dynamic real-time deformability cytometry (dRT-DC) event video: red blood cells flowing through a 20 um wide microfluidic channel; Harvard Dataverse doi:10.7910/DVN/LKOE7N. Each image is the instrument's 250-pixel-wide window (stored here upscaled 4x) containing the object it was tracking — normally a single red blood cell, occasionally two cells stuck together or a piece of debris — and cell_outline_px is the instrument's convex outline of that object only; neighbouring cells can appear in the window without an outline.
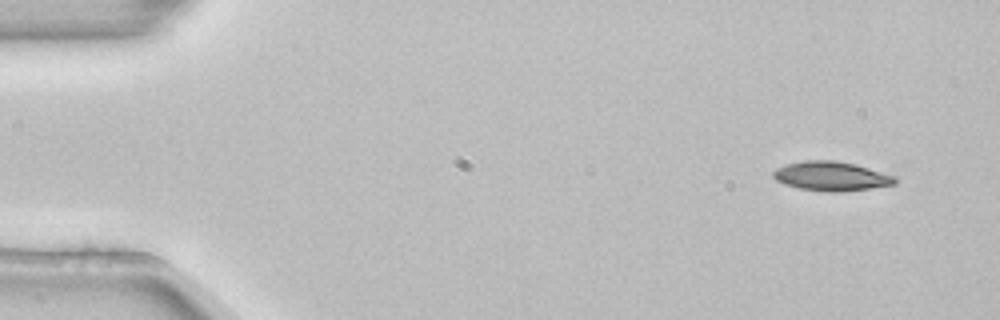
{"species": "common noctule bat (a hibernating species)", "species_latin": "Nyctalus noctula", "temperature_condition": "room temperature", "stored_images_in_passage": 4, "camera_frame_rate_fps": 3000, "um_per_image_px": 0.085, "animal": {"sex": "female", "body_mass_g": 22.7, "forearm_length_mm": 54.2}, "frame": {"image": 1, "passage_image": 1, "time_ms": 0.0, "image_size_px": [1000, 320], "cell_outline_px": [[896, 184], [872, 188], [840, 192], [828, 192], [800, 188], [784, 184], [776, 180], [772, 176], [772, 172], [776, 168], [788, 164], [804, 160], [836, 160], [856, 164], [896, 176]], "centroid_in_image_um": [70.67, 14.97], "position_along_channel_um": 14.3, "area_um2": 20.87}}
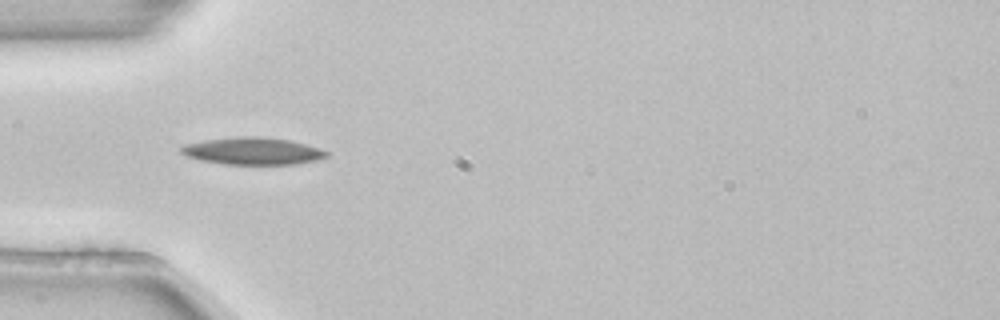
{"frame": {"image": 2, "passage_image": 4, "time_ms": 1.0, "image_size_px": [1000, 320], "cell_outline_px": [[328, 156], [316, 160], [296, 164], [224, 164], [200, 160], [188, 156], [180, 152], [180, 148], [184, 144], [208, 140], [236, 136], [260, 136], [288, 140], [304, 144], [328, 152]], "centroid_in_image_um": [21.45, 12.84], "position_along_channel_um": 63.6, "area_um2": 22.77}}